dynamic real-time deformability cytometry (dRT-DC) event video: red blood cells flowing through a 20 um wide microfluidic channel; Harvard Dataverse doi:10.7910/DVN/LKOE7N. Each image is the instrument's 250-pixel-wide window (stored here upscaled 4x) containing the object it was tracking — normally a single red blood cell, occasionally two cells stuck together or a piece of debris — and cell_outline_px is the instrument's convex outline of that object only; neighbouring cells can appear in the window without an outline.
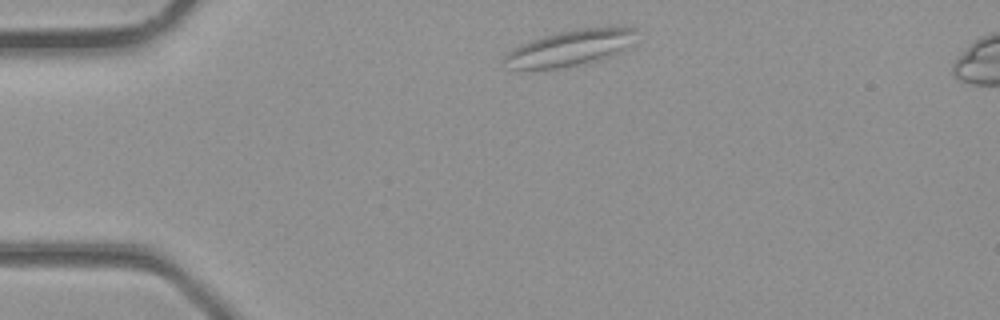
{"species": "common noctule bat (a hibernating species)", "species_latin": "Nyctalus noctula", "temperature_condition": "room temperature", "stored_images_in_passage": 3, "camera_frame_rate_fps": 3000, "um_per_image_px": 0.085, "animal": {"sex": "male", "body_mass_g": 23.1, "forearm_length_mm": 52.7}, "frame": {"image": 1, "passage_image": 1, "time_ms": 0.0, "image_size_px": [1000, 320], "cell_outline_px": [[636, 28], [620, 52], [612, 56], [584, 64], [556, 68], [512, 68], [504, 60], [504, 56], [512, 48], [532, 40], [544, 36], [572, 28], [604, 24], [608, 24]], "centroid_in_image_um": [48.48, 4.02], "position_along_channel_um": 36.5, "area_um2": 27.46}}